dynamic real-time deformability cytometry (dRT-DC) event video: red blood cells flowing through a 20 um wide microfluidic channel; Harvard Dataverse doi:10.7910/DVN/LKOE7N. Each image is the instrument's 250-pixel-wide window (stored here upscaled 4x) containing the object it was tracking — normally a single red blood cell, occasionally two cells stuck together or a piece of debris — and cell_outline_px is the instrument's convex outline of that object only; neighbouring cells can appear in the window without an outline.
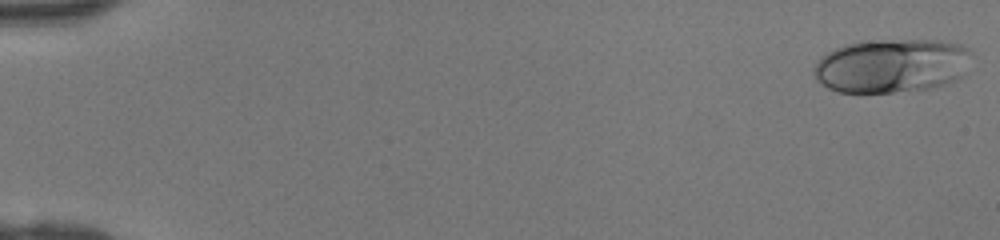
{"species": "human", "species_latin": "Homo sapiens", "temperature_condition": "room temperature", "stored_images_in_passage": 46, "camera_frame_rate_fps": 3000, "um_per_image_px": 0.085, "donor": {"sex": "female"}, "frame": {"image": 1, "passage_image": 1, "time_ms": 0.0, "image_size_px": [1000, 240], "cell_outline_px": [[972, 52], [960, 76], [956, 80], [948, 84], [928, 88], [892, 92], [836, 92], [828, 88], [816, 80], [812, 72], [812, 68], [820, 56], [844, 44], [860, 40], [940, 40], [960, 44], [968, 48]], "centroid_in_image_um": [75.73, 5.57], "position_along_channel_um": 9.3, "area_um2": 49.88}}
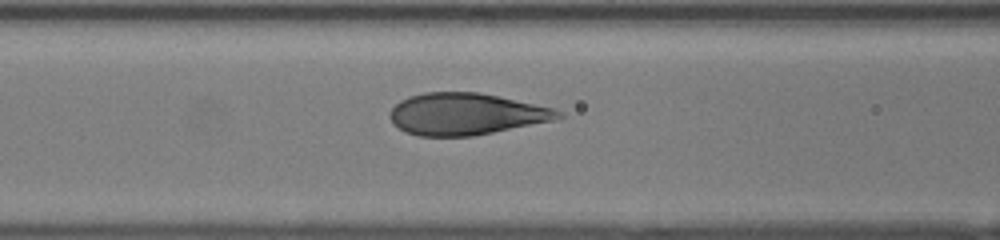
{"frame": {"image": 2, "passage_image": 20, "time_ms": 6.333, "image_size_px": [1000, 240], "cell_outline_px": [[564, 116], [552, 120], [472, 136], [420, 136], [404, 132], [392, 124], [388, 116], [388, 112], [400, 100], [408, 96], [424, 92], [480, 92], [556, 108]], "centroid_in_image_um": [39.54, 9.68], "position_along_channel_um": 127.1, "area_um2": 41.04}}
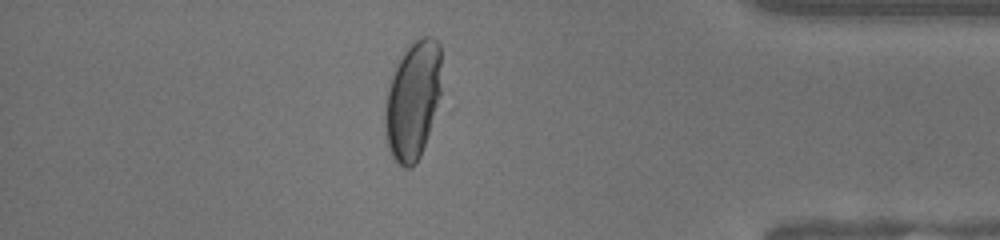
{"frame": {"image": 3, "passage_image": 40, "time_ms": 13.0, "image_size_px": [1000, 240], "cell_outline_px": [[440, 92], [428, 132], [420, 156], [416, 164], [412, 168], [404, 168], [392, 156], [388, 148], [384, 132], [384, 108], [388, 88], [396, 64], [404, 52], [416, 40], [424, 36], [432, 36], [440, 44]], "centroid_in_image_um": [35.06, 8.54], "position_along_channel_um": 400.1, "area_um2": 38.49}}